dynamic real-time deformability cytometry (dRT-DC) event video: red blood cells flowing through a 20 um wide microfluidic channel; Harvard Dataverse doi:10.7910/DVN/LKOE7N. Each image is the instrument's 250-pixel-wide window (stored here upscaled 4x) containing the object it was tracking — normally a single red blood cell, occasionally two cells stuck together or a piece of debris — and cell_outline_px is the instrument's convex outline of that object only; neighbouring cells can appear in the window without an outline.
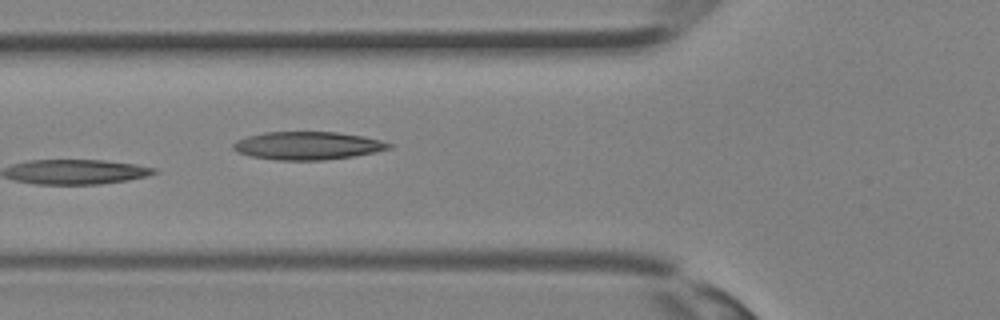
{"species": "Egyptian fruit bat (a non-hibernating species)", "species_latin": "Rousettus aegyptiacus", "temperature_condition": "room temperature", "stored_images_in_passage": 9, "camera_frame_rate_fps": 3000, "um_per_image_px": 0.085, "animal": {"sex": "female"}, "frame": {"image": 1, "passage_image": 9, "time_ms": 2.667, "image_size_px": [1000, 320], "cell_outline_px": [[392, 148], [376, 152], [352, 156], [324, 160], [276, 160], [248, 156], [236, 152], [232, 148], [232, 144], [236, 140], [248, 136], [264, 132], [336, 132], [364, 136], [380, 140], [392, 144]], "centroid_in_image_um": [26.12, 12.38], "position_along_channel_um": 99.7, "area_um2": 25.55}}